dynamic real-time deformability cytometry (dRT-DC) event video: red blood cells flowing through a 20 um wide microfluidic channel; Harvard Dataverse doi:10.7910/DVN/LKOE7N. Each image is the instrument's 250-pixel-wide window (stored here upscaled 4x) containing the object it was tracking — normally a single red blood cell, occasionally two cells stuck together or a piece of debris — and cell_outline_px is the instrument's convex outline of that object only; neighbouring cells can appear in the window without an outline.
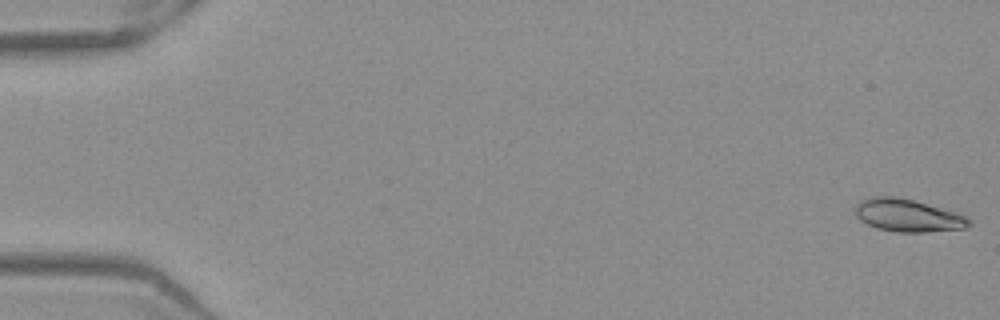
{"species": "Egyptian fruit bat (a non-hibernating species)", "species_latin": "Rousettus aegyptiacus", "temperature_condition": "warm", "stored_images_in_passage": 15, "camera_frame_rate_fps": 3000, "um_per_image_px": 0.085, "frame": {"image": 1, "passage_image": 1, "time_ms": 0.0, "image_size_px": [1000, 320], "cell_outline_px": [[972, 224], [968, 228], [924, 232], [896, 232], [876, 228], [860, 220], [856, 216], [856, 204], [860, 200], [872, 196], [892, 196], [912, 200], [956, 212], [972, 220]], "centroid_in_image_um": [77.17, 18.32], "position_along_channel_um": 7.8, "area_um2": 21.62}}